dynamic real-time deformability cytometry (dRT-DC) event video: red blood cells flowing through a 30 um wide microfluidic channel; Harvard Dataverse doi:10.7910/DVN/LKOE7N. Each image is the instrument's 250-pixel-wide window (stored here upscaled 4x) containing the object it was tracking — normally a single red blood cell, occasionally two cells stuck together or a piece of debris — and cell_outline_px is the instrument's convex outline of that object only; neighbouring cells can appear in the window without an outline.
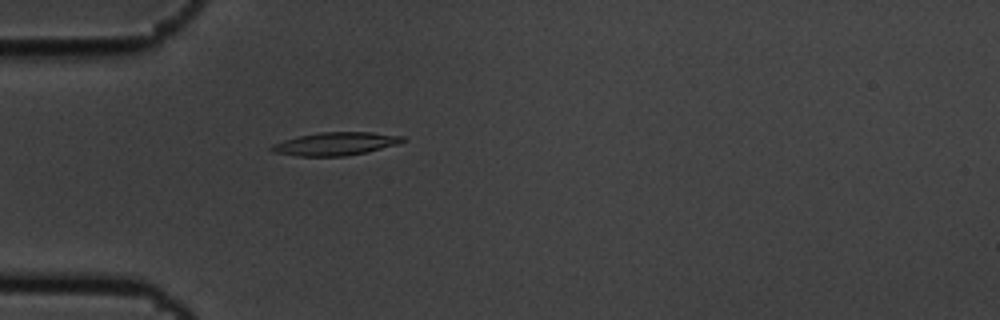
{"species": "common noctule bat (a hibernating species)", "species_latin": "Nyctalus noctula", "temperature_condition": "cold", "stored_images_in_passage": 1, "camera_frame_rate_fps": 3000, "um_per_image_px": 0.085, "animal": {"sex": "male", "body_mass_g": 19.5, "forearm_length_mm": 54.6}, "frame": {"image": 1, "passage_image": 1, "time_ms": 0.0, "image_size_px": [1000, 320], "cell_outline_px": [[408, 140], [396, 144], [364, 152], [344, 156], [296, 156], [272, 152], [268, 148], [272, 144], [284, 140], [300, 136], [320, 132], [372, 132], [404, 136]], "centroid_in_image_um": [28.49, 12.22], "position_along_channel_um": 56.5, "area_um2": 17.51}}